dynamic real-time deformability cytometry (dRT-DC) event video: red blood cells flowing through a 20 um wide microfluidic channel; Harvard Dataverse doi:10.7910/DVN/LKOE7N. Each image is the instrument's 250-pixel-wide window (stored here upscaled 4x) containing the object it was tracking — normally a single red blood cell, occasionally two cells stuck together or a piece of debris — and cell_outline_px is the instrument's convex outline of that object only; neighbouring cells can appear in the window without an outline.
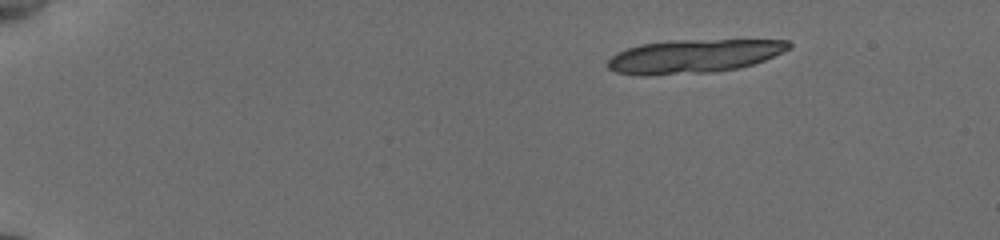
{"species": "common noctule bat (a hibernating species)", "species_latin": "Nyctalus noctula", "temperature_condition": "cold", "stored_images_in_passage": 16, "camera_frame_rate_fps": 3000, "um_per_image_px": 0.085, "animal": {"sex": "female", "body_mass_g": 19.5, "forearm_length_mm": 54.1}, "frame": {"image": 1, "passage_image": 1, "time_ms": 0.0, "image_size_px": [1000, 240], "cell_outline_px": [[792, 48], [764, 60], [752, 64], [736, 68], [712, 72], [652, 76], [640, 76], [616, 72], [608, 68], [608, 60], [616, 52], [640, 44], [668, 40], [788, 40], [792, 44]], "centroid_in_image_um": [58.93, 4.78], "position_along_channel_um": 26.1, "area_um2": 35.66}}